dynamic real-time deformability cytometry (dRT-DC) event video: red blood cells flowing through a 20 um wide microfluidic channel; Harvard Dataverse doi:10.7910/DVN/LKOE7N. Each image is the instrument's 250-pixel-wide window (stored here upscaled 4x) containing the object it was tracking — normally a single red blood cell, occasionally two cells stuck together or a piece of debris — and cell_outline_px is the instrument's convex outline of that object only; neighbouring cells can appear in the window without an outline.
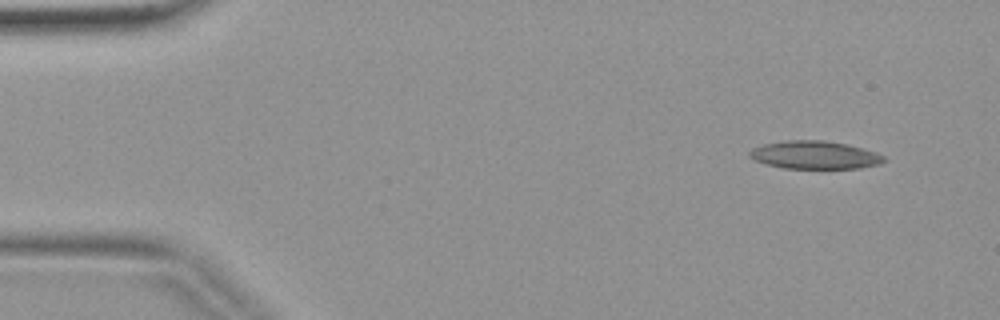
{"species": "common noctule bat (a hibernating species)", "species_latin": "Nyctalus noctula", "temperature_condition": "warm", "stored_images_in_passage": 4, "camera_frame_rate_fps": 3000, "um_per_image_px": 0.085, "animal": {"sex": "female", "body_mass_g": 19.9}, "frame": {"image": 1, "passage_image": 1, "time_ms": 0.0, "image_size_px": [1000, 320], "cell_outline_px": [[888, 160], [880, 164], [860, 168], [784, 168], [768, 164], [756, 160], [748, 156], [748, 152], [752, 148], [764, 144], [784, 140], [824, 140], [844, 144], [876, 152], [884, 156]], "centroid_in_image_um": [69.26, 13.17], "position_along_channel_um": 15.7, "area_um2": 21.79}}
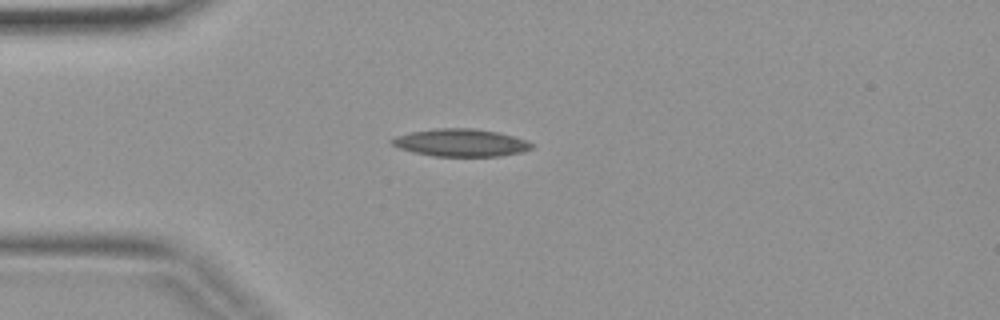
{"frame": {"image": 2, "passage_image": 3, "time_ms": 0.667, "image_size_px": [1000, 320], "cell_outline_px": [[532, 148], [520, 152], [500, 156], [432, 156], [412, 152], [400, 148], [392, 144], [388, 140], [396, 136], [412, 132], [436, 128], [472, 128], [496, 132], [528, 140], [532, 144]], "centroid_in_image_um": [39.14, 12.13], "position_along_channel_um": 45.9, "area_um2": 22.31}}
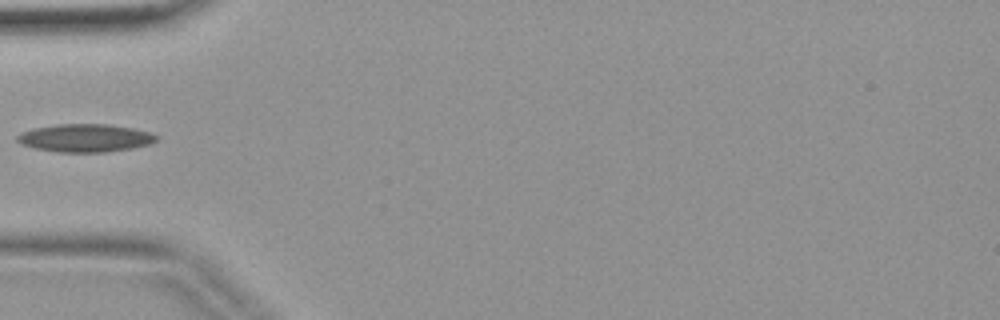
{"frame": {"image": 3, "passage_image": 4, "time_ms": 1.0, "image_size_px": [1000, 320], "cell_outline_px": [[160, 136], [152, 144], [132, 148], [104, 152], [60, 152], [32, 148], [20, 144], [16, 140], [16, 136], [20, 132], [32, 128], [56, 124], [108, 124], [132, 128], [148, 132]], "centroid_in_image_um": [7.2, 11.73], "position_along_channel_um": 77.8, "area_um2": 22.89}}